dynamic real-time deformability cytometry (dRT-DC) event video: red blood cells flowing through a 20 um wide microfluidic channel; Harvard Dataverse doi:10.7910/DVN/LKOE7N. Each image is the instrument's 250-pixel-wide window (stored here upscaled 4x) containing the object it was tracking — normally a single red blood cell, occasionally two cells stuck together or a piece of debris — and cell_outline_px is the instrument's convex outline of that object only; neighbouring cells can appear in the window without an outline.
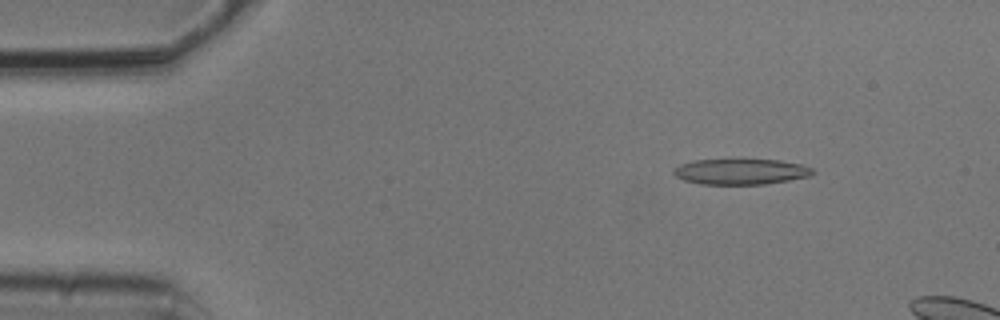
{"species": "common noctule bat (a hibernating species)", "species_latin": "Nyctalus noctula", "temperature_condition": "cold", "stored_images_in_passage": 2, "camera_frame_rate_fps": 3000, "um_per_image_px": 0.085, "animal": {"sex": "male", "body_mass_g": 20.5, "forearm_length_mm": 52.5}, "frame": {"image": 1, "passage_image": 1, "time_ms": 0.0, "image_size_px": [1000, 320], "cell_outline_px": [[816, 172], [808, 176], [788, 180], [764, 184], [700, 184], [684, 180], [676, 176], [672, 172], [680, 164], [696, 160], [780, 160], [800, 164], [812, 168]], "centroid_in_image_um": [62.97, 14.59], "position_along_channel_um": 22.0, "area_um2": 20.52}}